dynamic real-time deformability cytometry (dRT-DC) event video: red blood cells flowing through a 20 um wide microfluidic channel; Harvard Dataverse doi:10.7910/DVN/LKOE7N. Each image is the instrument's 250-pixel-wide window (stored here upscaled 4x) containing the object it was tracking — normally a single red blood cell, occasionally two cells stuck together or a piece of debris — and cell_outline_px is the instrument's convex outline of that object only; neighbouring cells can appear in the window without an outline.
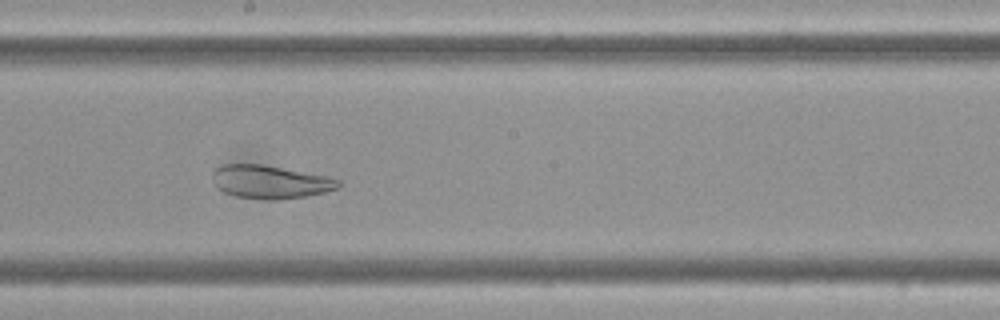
{"species": "Egyptian fruit bat (a non-hibernating species)", "species_latin": "Rousettus aegyptiacus", "temperature_condition": "cold", "stored_images_in_passage": 56, "camera_frame_rate_fps": 3000, "um_per_image_px": 0.085, "frame": {"image": 1, "passage_image": 30, "time_ms": 9.667, "image_size_px": [1000, 320], "cell_outline_px": [[340, 188], [324, 192], [304, 196], [276, 200], [268, 200], [236, 196], [224, 192], [216, 188], [216, 168], [224, 164], [260, 164], [324, 176], [340, 180]], "centroid_in_image_um": [22.99, 15.47], "position_along_channel_um": 225.2, "area_um2": 23.76}}
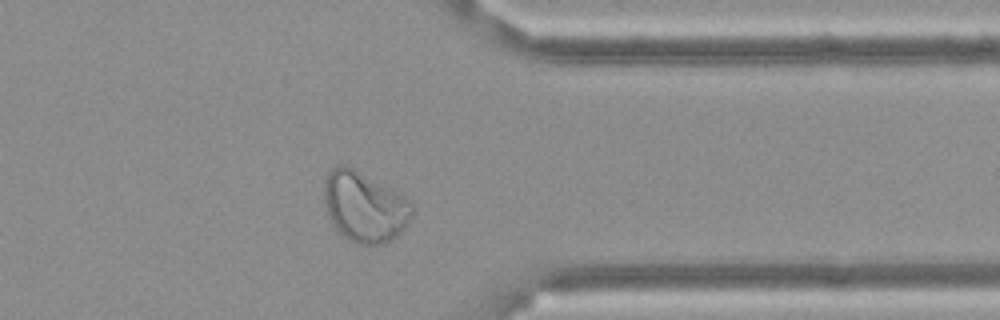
{"frame": {"image": 2, "passage_image": 44, "time_ms": 14.333, "image_size_px": [1000, 320], "cell_outline_px": [[412, 216], [404, 228], [392, 240], [380, 244], [356, 244], [344, 236], [332, 224], [324, 204], [324, 184], [328, 172], [332, 168], [340, 164], [344, 164], [352, 168], [404, 196], [412, 204]], "centroid_in_image_um": [30.96, 17.59], "position_along_channel_um": 380.4, "area_um2": 35.6}}
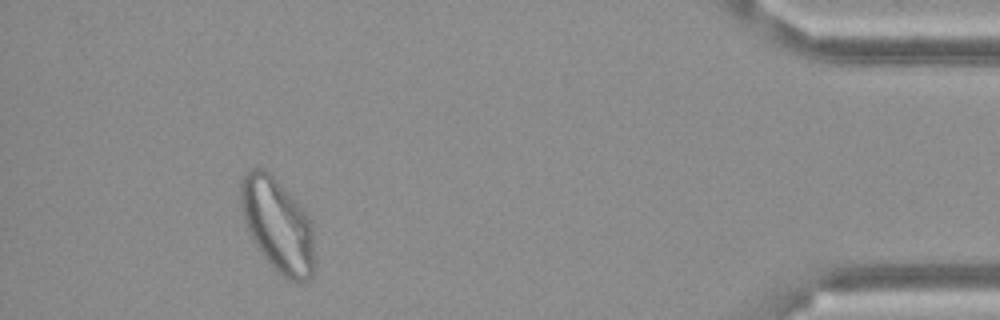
{"frame": {"image": 3, "passage_image": 51, "time_ms": 16.667, "image_size_px": [1000, 320], "cell_outline_px": [[312, 276], [308, 280], [288, 280], [260, 252], [252, 240], [248, 232], [244, 220], [240, 204], [240, 180], [252, 168], [264, 168], [272, 176], [308, 216], [312, 224]], "centroid_in_image_um": [23.54, 19.11], "position_along_channel_um": 411.7, "area_um2": 39.07}}